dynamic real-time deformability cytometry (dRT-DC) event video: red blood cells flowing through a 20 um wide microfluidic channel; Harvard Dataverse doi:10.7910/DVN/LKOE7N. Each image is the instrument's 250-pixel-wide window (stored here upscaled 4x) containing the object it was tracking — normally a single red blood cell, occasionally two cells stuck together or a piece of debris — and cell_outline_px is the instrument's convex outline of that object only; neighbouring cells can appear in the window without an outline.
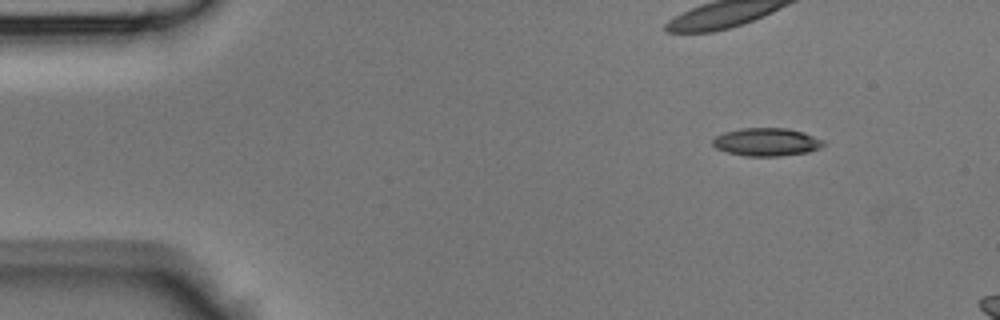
{"species": "Egyptian fruit bat (a non-hibernating species)", "species_latin": "Rousettus aegyptiacus", "temperature_condition": "room temperature", "stored_images_in_passage": 6, "camera_frame_rate_fps": 3000, "um_per_image_px": 0.085, "animal": {"sex": "male"}, "frame": {"image": 1, "passage_image": 1, "time_ms": 0.0, "image_size_px": [1000, 320], "cell_outline_px": [[824, 144], [820, 148], [808, 152], [780, 156], [744, 156], [728, 152], [716, 148], [712, 144], [712, 140], [716, 136], [724, 132], [744, 128], [788, 128], [804, 132], [824, 140]], "centroid_in_image_um": [65.17, 12.07], "position_along_channel_um": 19.8, "area_um2": 18.09}}